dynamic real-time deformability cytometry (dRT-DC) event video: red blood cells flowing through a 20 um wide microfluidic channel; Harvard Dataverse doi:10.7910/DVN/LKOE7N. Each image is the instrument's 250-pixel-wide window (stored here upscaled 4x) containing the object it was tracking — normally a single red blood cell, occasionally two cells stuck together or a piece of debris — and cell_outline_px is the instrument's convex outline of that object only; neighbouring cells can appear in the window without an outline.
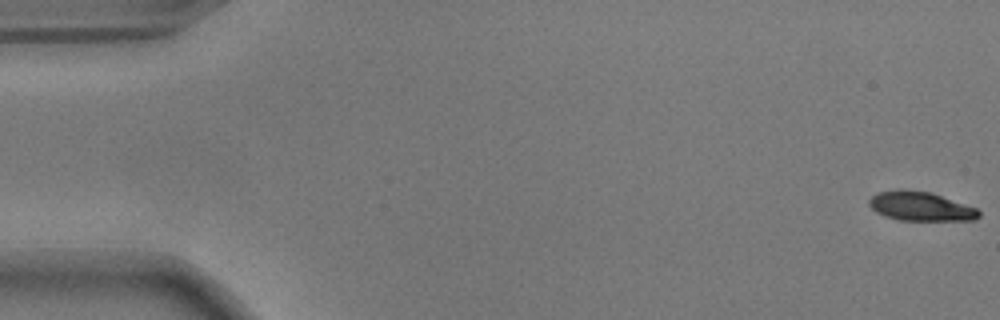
{"species": "common noctule bat (a hibernating species)", "species_latin": "Nyctalus noctula", "temperature_condition": "warm", "stored_images_in_passage": 23, "camera_frame_rate_fps": 3000, "um_per_image_px": 0.085, "animal": {"sex": "male", "body_mass_g": 17.9}, "frame": {"image": 1, "passage_image": 1, "time_ms": 0.0, "image_size_px": [1000, 320], "cell_outline_px": [[980, 216], [976, 220], [900, 220], [884, 216], [876, 212], [868, 204], [868, 200], [872, 196], [880, 192], [900, 188], [904, 188], [932, 192], [976, 208], [980, 212]], "centroid_in_image_um": [78.24, 17.52], "position_along_channel_um": 6.8, "area_um2": 18.79}}
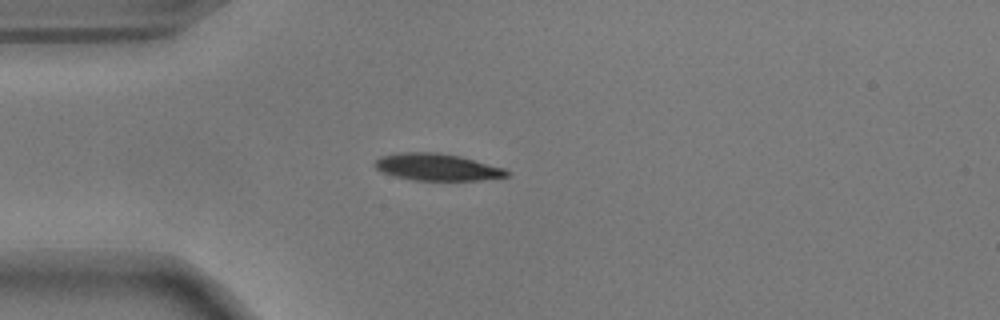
{"frame": {"image": 2, "passage_image": 15, "time_ms": 4.667, "image_size_px": [1000, 320], "cell_outline_px": [[508, 176], [480, 180], [416, 180], [396, 176], [380, 172], [372, 164], [380, 156], [396, 152], [440, 152], [460, 156], [476, 160], [504, 168], [508, 172]], "centroid_in_image_um": [37.1, 14.18], "position_along_channel_um": 47.9, "area_um2": 20.81}}
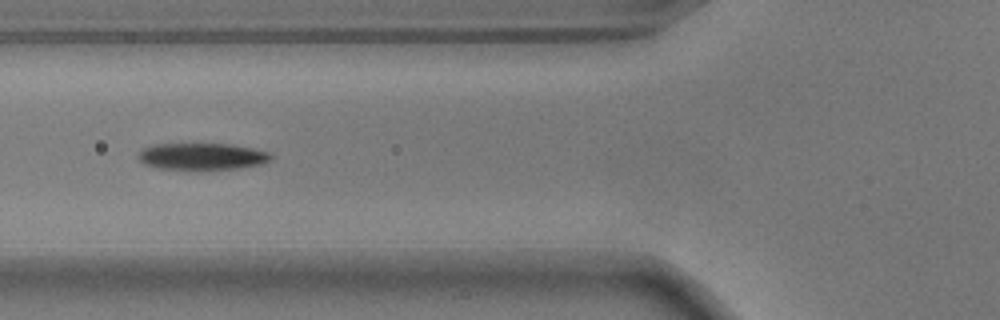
{"frame": {"image": 3, "passage_image": 21, "time_ms": 6.667, "image_size_px": [1000, 320], "cell_outline_px": [[272, 160], [264, 164], [240, 168], [160, 168], [144, 164], [136, 156], [144, 148], [156, 144], [232, 144], [252, 148], [268, 152], [272, 156]], "centroid_in_image_um": [17.22, 13.28], "position_along_channel_um": 108.6, "area_um2": 20.29}}